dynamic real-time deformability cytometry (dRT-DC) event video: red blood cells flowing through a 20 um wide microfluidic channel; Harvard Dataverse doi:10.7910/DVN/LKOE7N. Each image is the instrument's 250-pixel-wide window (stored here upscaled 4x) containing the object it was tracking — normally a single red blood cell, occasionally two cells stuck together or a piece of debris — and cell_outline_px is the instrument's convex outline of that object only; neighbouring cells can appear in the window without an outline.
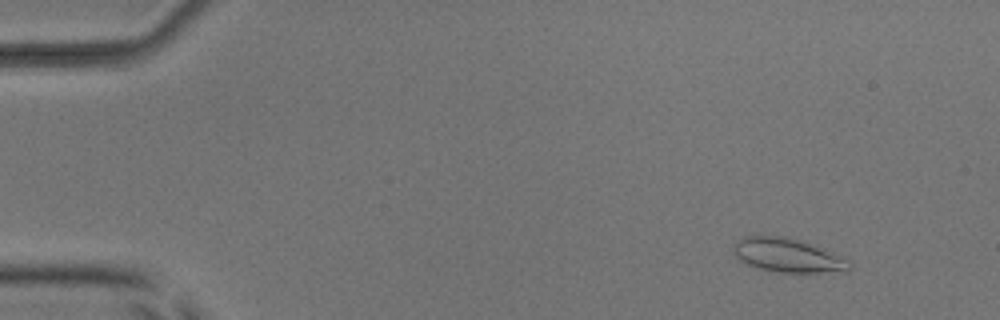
{"species": "common noctule bat (a hibernating species)", "species_latin": "Nyctalus noctula", "temperature_condition": "room temperature", "stored_images_in_passage": 10, "camera_frame_rate_fps": 3000, "um_per_image_px": 0.085, "animal": {"sex": "male", "body_mass_g": 17.9, "forearm_length_mm": 54.2}, "frame": {"image": 1, "passage_image": 6, "time_ms": 1.667, "image_size_px": [1000, 320], "cell_outline_px": [[852, 268], [848, 272], [776, 272], [760, 268], [748, 264], [740, 260], [732, 252], [732, 248], [736, 240], [744, 236], [788, 236], [800, 240], [848, 260], [852, 264]], "centroid_in_image_um": [66.93, 21.7], "position_along_channel_um": 18.1, "area_um2": 22.77}}